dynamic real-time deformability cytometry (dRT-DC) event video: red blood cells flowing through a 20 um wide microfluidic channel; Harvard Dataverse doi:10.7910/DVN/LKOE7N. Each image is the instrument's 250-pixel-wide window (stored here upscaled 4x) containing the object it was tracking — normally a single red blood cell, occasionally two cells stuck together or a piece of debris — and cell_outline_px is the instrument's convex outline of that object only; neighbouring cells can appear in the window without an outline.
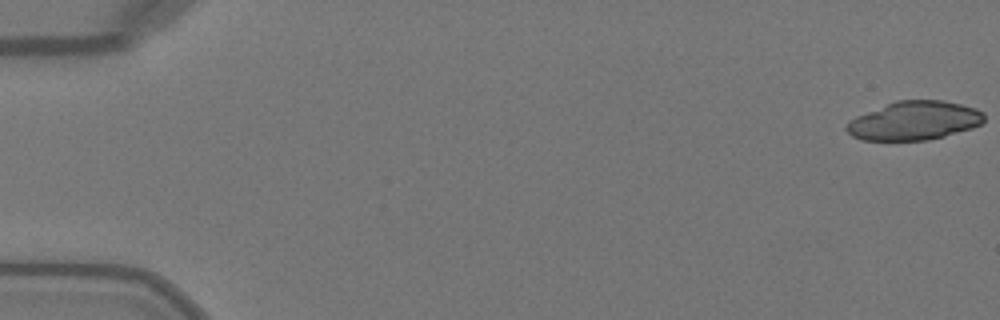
{"species": "Egyptian fruit bat (a non-hibernating species)", "species_latin": "Rousettus aegyptiacus", "temperature_condition": "warm", "stored_images_in_passage": 33, "camera_frame_rate_fps": 3000, "um_per_image_px": 0.085, "animal": {"sex": "female"}, "frame": {"image": 1, "passage_image": 1, "time_ms": 0.0, "image_size_px": [1000, 320], "cell_outline_px": [[984, 120], [980, 124], [972, 128], [944, 136], [928, 140], [860, 140], [852, 136], [844, 128], [848, 120], [856, 116], [896, 100], [944, 100], [976, 108], [984, 112]], "centroid_in_image_um": [77.69, 10.26], "position_along_channel_um": 7.3, "area_um2": 31.15}}